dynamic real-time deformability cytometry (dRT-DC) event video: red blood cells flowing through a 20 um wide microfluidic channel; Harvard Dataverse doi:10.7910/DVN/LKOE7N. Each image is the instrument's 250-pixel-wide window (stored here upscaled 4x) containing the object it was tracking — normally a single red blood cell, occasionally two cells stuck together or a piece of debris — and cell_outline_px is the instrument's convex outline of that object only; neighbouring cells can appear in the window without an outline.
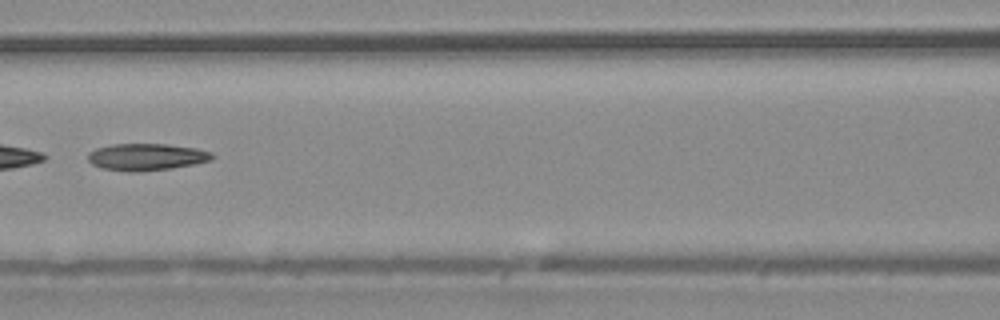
{"species": "common noctule bat (a hibernating species)", "species_latin": "Nyctalus noctula", "temperature_condition": "warm", "stored_images_in_passage": 8, "camera_frame_rate_fps": 3000, "um_per_image_px": 0.085, "animal": {"sex": "male", "body_mass_g": 20.4}, "frame": {"image": 1, "passage_image": 5, "time_ms": 1.333, "image_size_px": [1000, 320], "cell_outline_px": [[216, 156], [212, 160], [172, 168], [140, 172], [128, 172], [104, 168], [92, 164], [88, 160], [88, 152], [96, 148], [112, 144], [168, 144], [196, 148], [212, 152]], "centroid_in_image_um": [12.46, 13.34], "position_along_channel_um": 154.1, "area_um2": 19.59}}
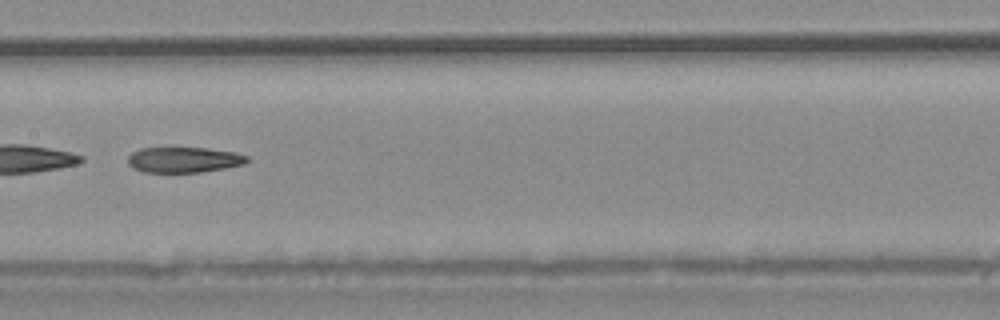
{"frame": {"image": 2, "passage_image": 6, "time_ms": 1.667, "image_size_px": [1000, 320], "cell_outline_px": [[248, 160], [244, 164], [224, 168], [200, 172], [144, 172], [132, 168], [128, 164], [128, 156], [132, 152], [140, 148], [208, 148], [236, 152], [248, 156]], "centroid_in_image_um": [15.62, 13.58], "position_along_channel_um": 191.8, "area_um2": 17.74}}